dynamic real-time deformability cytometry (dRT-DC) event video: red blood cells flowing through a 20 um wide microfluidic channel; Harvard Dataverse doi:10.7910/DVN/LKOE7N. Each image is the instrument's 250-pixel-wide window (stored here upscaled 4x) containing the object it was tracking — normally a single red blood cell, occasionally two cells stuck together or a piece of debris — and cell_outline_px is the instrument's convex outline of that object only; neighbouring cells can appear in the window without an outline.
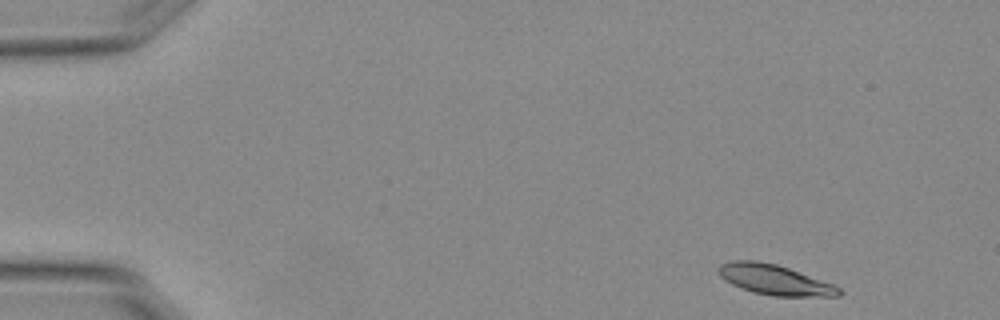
{"species": "Egyptian fruit bat (a non-hibernating species)", "species_latin": "Rousettus aegyptiacus", "temperature_condition": "warm", "stored_images_in_passage": 13, "camera_frame_rate_fps": 3000, "um_per_image_px": 0.085, "animal": {"sex": "female"}, "frame": {"image": 1, "passage_image": 2, "time_ms": 0.333, "image_size_px": [1000, 320], "cell_outline_px": [[844, 292], [840, 296], [772, 296], [740, 288], [732, 284], [720, 276], [716, 268], [720, 264], [732, 260], [756, 260], [776, 264], [788, 268], [832, 284], [840, 288]], "centroid_in_image_um": [65.82, 23.77], "position_along_channel_um": 19.2, "area_um2": 21.04}}
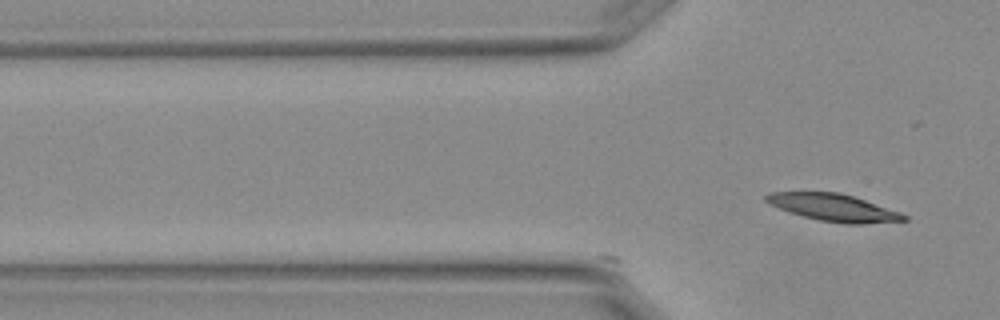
{"frame": {"image": 2, "passage_image": 13, "time_ms": 4.0, "image_size_px": [1000, 320], "cell_outline_px": [[908, 220], [864, 224], [844, 224], [820, 220], [788, 212], [764, 200], [764, 196], [768, 192], [840, 192], [900, 212], [908, 216]], "centroid_in_image_um": [70.86, 17.64], "position_along_channel_um": 54.9, "area_um2": 21.68}}